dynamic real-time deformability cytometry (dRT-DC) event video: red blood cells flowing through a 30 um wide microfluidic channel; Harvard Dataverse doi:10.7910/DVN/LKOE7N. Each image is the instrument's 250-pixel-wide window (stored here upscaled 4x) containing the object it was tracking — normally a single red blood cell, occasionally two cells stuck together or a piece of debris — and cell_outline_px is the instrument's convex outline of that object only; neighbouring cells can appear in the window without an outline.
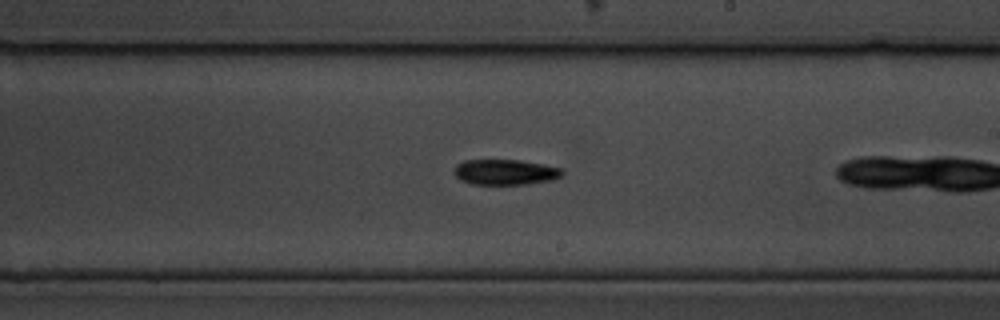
{"species": "common noctule bat (a hibernating species)", "species_latin": "Nyctalus noctula", "temperature_condition": "cold", "stored_images_in_passage": 19, "camera_frame_rate_fps": 3000, "um_per_image_px": 0.085, "animal": {"sex": "male", "body_mass_g": 19.5, "forearm_length_mm": 54.6}, "frame": {"image": 1, "passage_image": 15, "time_ms": 4.667, "image_size_px": [1000, 320], "cell_outline_px": [[564, 176], [552, 180], [528, 184], [472, 184], [460, 180], [452, 172], [456, 164], [464, 160], [520, 160], [544, 164], [560, 168], [564, 172]], "centroid_in_image_um": [42.94, 14.63], "position_along_channel_um": 246.1, "area_um2": 16.24}}
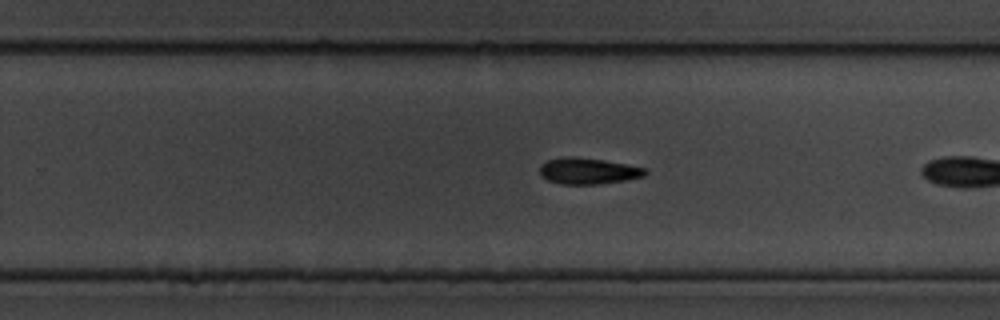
{"frame": {"image": 2, "passage_image": 18, "time_ms": 5.667, "image_size_px": [1000, 320], "cell_outline_px": [[648, 172], [644, 176], [624, 180], [600, 184], [560, 184], [548, 180], [540, 172], [540, 164], [548, 160], [564, 156], [572, 156], [604, 160], [644, 168]], "centroid_in_image_um": [49.96, 14.53], "position_along_channel_um": 279.8, "area_um2": 15.95}}